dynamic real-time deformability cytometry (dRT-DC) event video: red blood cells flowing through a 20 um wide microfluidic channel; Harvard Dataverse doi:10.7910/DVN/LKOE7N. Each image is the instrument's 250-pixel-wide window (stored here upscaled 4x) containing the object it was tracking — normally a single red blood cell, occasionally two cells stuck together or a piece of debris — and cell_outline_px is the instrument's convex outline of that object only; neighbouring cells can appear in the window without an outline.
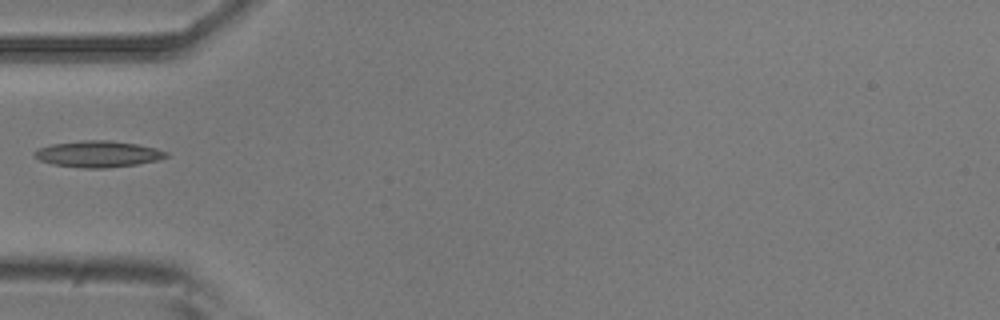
{"species": "common noctule bat (a hibernating species)", "species_latin": "Nyctalus noctula", "temperature_condition": "room temperature", "stored_images_in_passage": 5, "camera_frame_rate_fps": 3000, "um_per_image_px": 0.085, "animal": {"sex": "male", "body_mass_g": 20.5, "forearm_length_mm": 52.5}, "frame": {"image": 1, "passage_image": 5, "time_ms": 1.333, "image_size_px": [1000, 320], "cell_outline_px": [[168, 156], [156, 160], [136, 164], [108, 168], [80, 168], [52, 164], [40, 160], [32, 156], [32, 152], [40, 148], [52, 144], [84, 140], [108, 140], [136, 144], [156, 148], [168, 152]], "centroid_in_image_um": [8.3, 13.09], "position_along_channel_um": 76.7, "area_um2": 20.17}}